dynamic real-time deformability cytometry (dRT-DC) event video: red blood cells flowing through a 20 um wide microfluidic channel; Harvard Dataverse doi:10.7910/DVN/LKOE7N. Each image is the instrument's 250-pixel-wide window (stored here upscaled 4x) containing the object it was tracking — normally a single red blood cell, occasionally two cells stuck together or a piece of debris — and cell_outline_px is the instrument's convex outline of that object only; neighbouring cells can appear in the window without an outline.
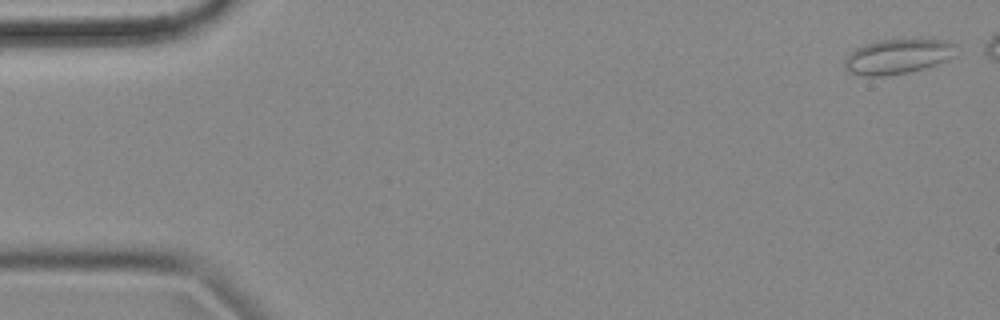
{"species": "common noctule bat (a hibernating species)", "species_latin": "Nyctalus noctula", "temperature_condition": "cold", "stored_images_in_passage": 50, "camera_frame_rate_fps": 3000, "um_per_image_px": 0.085, "animal": {"sex": "female", "body_mass_g": 18.4}, "frame": {"image": 1, "passage_image": 2, "time_ms": 0.333, "image_size_px": [1000, 320], "cell_outline_px": [[960, 44], [956, 56], [936, 64], [924, 68], [908, 72], [884, 76], [860, 76], [848, 72], [844, 68], [844, 60], [856, 48], [864, 44], [880, 40], [948, 40]], "centroid_in_image_um": [76.36, 4.8], "position_along_channel_um": 8.6, "area_um2": 22.89}}
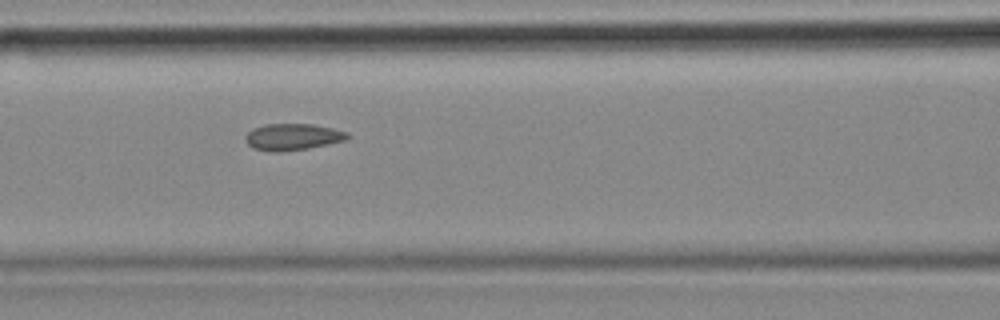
{"frame": {"image": 2, "passage_image": 24, "time_ms": 7.667, "image_size_px": [1000, 320], "cell_outline_px": [[348, 136], [344, 140], [308, 148], [276, 152], [252, 148], [244, 140], [244, 136], [252, 128], [264, 124], [312, 124], [332, 128], [348, 132]], "centroid_in_image_um": [24.81, 11.62], "position_along_channel_um": 141.8, "area_um2": 15.66}}
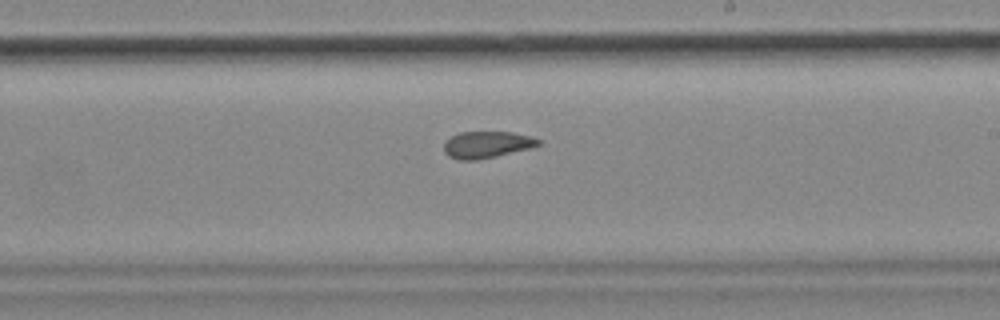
{"frame": {"image": 3, "passage_image": 33, "time_ms": 10.667, "image_size_px": [1000, 320], "cell_outline_px": [[540, 144], [528, 148], [496, 156], [476, 160], [460, 160], [448, 156], [444, 152], [444, 140], [460, 132], [512, 132], [532, 136], [540, 140]], "centroid_in_image_um": [41.34, 12.29], "position_along_channel_um": 247.7, "area_um2": 14.62}}